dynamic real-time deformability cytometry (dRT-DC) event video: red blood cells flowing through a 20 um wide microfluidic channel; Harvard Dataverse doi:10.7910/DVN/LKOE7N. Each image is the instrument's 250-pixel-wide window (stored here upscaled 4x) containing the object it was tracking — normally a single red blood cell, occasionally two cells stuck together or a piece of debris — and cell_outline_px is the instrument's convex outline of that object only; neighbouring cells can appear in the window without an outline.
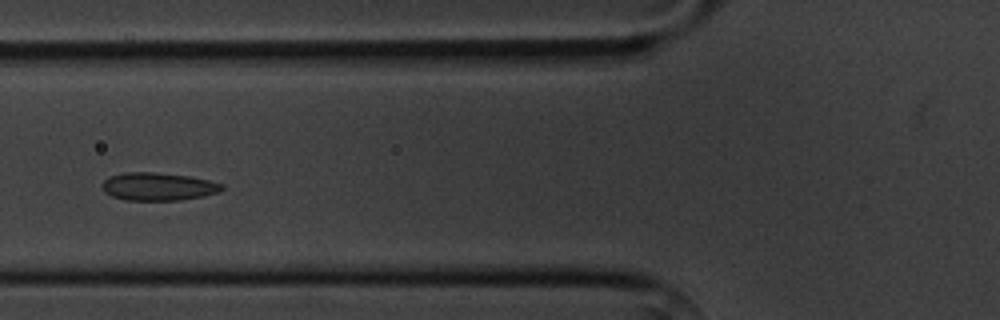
{"species": "common noctule bat (a hibernating species)", "species_latin": "Nyctalus noctula", "temperature_condition": "cold", "stored_images_in_passage": 5, "camera_frame_rate_fps": 3000, "um_per_image_px": 0.085, "animal": {"sex": "male", "body_mass_g": 20.1, "forearm_length_mm": 53.5}, "frame": {"image": 1, "passage_image": 5, "time_ms": 5.0, "image_size_px": [1000, 320], "cell_outline_px": [[224, 188], [220, 192], [204, 196], [180, 200], [124, 200], [112, 196], [104, 192], [100, 184], [108, 176], [124, 172], [156, 172], [188, 176], [208, 180], [224, 184]], "centroid_in_image_um": [13.42, 15.85], "position_along_channel_um": 112.4, "area_um2": 19.71}}